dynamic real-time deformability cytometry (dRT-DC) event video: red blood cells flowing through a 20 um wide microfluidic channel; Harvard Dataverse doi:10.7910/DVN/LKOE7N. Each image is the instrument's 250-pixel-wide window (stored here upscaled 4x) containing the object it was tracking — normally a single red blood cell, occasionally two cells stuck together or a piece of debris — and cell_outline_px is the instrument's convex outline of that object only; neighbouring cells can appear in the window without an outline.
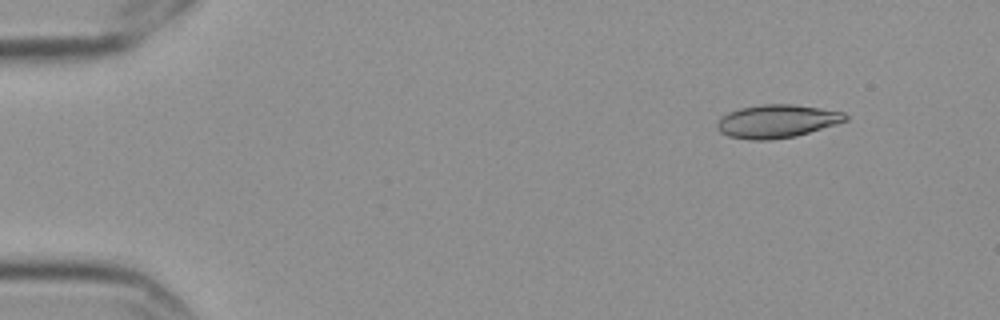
{"species": "Egyptian fruit bat (a non-hibernating species)", "species_latin": "Rousettus aegyptiacus", "temperature_condition": "cold", "stored_images_in_passage": 4, "camera_frame_rate_fps": 3000, "um_per_image_px": 0.085, "frame": {"image": 1, "passage_image": 1, "time_ms": 0.0, "image_size_px": [1000, 320], "cell_outline_px": [[848, 120], [836, 124], [796, 136], [772, 140], [748, 140], [728, 136], [720, 132], [716, 128], [716, 124], [720, 116], [728, 112], [740, 108], [764, 104], [792, 104], [820, 108], [844, 112], [848, 116]], "centroid_in_image_um": [66.01, 10.31], "position_along_channel_um": 19.0, "area_um2": 24.97}}
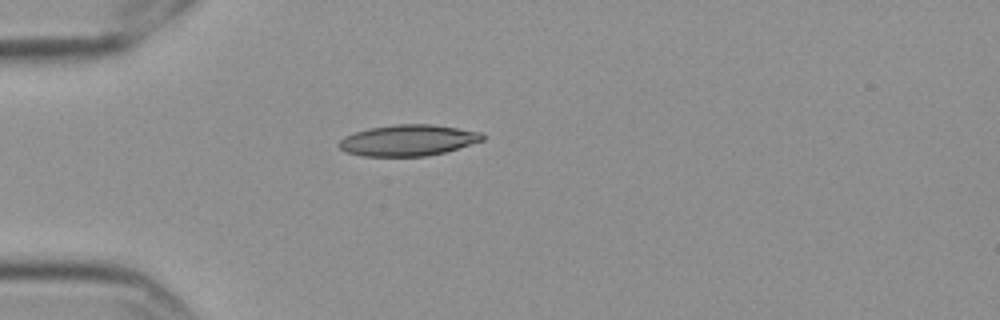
{"frame": {"image": 2, "passage_image": 4, "time_ms": 1.0, "image_size_px": [1000, 320], "cell_outline_px": [[484, 140], [444, 152], [428, 156], [360, 156], [344, 152], [336, 144], [344, 136], [368, 128], [396, 124], [432, 124], [480, 132], [484, 136]], "centroid_in_image_um": [34.63, 11.93], "position_along_channel_um": 50.4, "area_um2": 26.01}}